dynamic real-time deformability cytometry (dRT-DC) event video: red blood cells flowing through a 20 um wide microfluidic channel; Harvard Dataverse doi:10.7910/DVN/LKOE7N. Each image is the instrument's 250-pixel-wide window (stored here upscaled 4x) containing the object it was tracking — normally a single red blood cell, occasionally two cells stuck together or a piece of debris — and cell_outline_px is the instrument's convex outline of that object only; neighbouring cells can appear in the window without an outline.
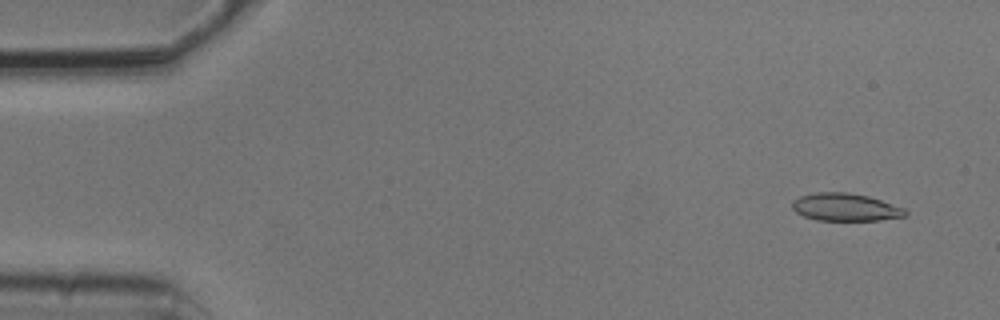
{"species": "common noctule bat (a hibernating species)", "species_latin": "Nyctalus noctula", "temperature_condition": "cold", "stored_images_in_passage": 5, "camera_frame_rate_fps": 3000, "um_per_image_px": 0.085, "animal": {"sex": "male", "body_mass_g": 20.5, "forearm_length_mm": 52.5}, "frame": {"image": 1, "passage_image": 2, "time_ms": 0.333, "image_size_px": [1000, 320], "cell_outline_px": [[908, 216], [880, 220], [816, 220], [804, 216], [796, 212], [792, 208], [792, 200], [800, 196], [816, 192], [848, 192], [868, 196], [904, 208], [908, 212]], "centroid_in_image_um": [71.85, 17.61], "position_along_channel_um": 13.1, "area_um2": 18.26}}